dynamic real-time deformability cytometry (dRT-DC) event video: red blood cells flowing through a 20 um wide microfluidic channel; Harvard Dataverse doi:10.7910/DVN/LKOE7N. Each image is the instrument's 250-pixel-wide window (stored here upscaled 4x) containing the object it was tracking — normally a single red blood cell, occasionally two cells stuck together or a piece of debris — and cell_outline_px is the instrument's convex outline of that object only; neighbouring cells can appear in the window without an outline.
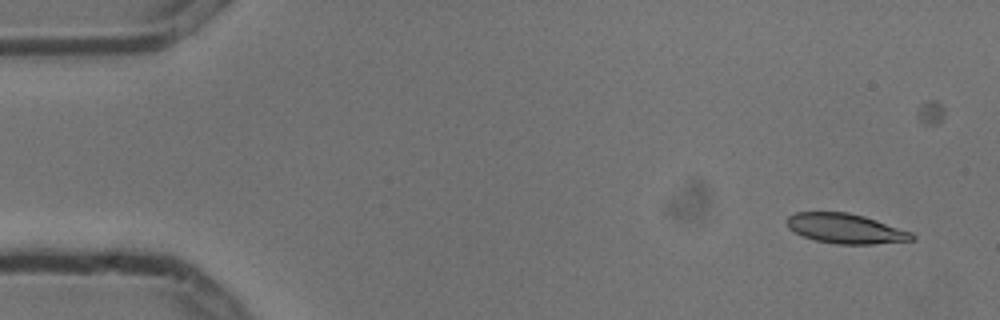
{"species": "common noctule bat (a hibernating species)", "species_latin": "Nyctalus noctula", "temperature_condition": "cold", "stored_images_in_passage": 5, "segment_of_instrument_passage": [1, 2], "camera_frame_rate_fps": 3000, "um_per_image_px": 0.085, "animal": {"sex": "male", "body_mass_g": 13.3}, "frame": {"image": 1, "passage_image": 1, "time_ms": 0.0, "image_size_px": [1000, 320], "cell_outline_px": [[916, 240], [876, 244], [836, 244], [816, 240], [804, 236], [788, 228], [784, 220], [788, 216], [796, 212], [848, 212], [864, 216], [912, 232], [916, 236]], "centroid_in_image_um": [71.89, 19.43], "position_along_channel_um": 13.1, "area_um2": 21.85}}